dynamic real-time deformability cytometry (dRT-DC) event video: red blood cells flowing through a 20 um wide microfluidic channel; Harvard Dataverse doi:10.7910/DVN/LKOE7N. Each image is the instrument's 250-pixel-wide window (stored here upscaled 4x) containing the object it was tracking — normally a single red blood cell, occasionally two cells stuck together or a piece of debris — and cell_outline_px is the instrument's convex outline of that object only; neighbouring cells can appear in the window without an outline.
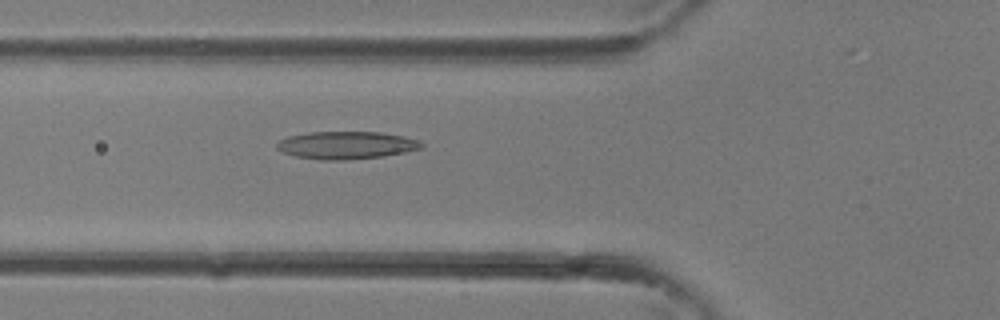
{"species": "common noctule bat (a hibernating species)", "species_latin": "Nyctalus noctula", "temperature_condition": "room temperature", "stored_images_in_passage": 36, "camera_frame_rate_fps": 3000, "um_per_image_px": 0.085, "animal": {"sex": "female"}, "frame": {"image": 1, "passage_image": 13, "time_ms": 4.0, "image_size_px": [1000, 320], "cell_outline_px": [[424, 148], [404, 152], [380, 156], [344, 160], [320, 160], [296, 156], [284, 152], [276, 148], [276, 144], [280, 140], [288, 136], [308, 132], [380, 132], [404, 136], [420, 140], [424, 144]], "centroid_in_image_um": [29.46, 12.33], "position_along_channel_um": 96.3, "area_um2": 23.24}}
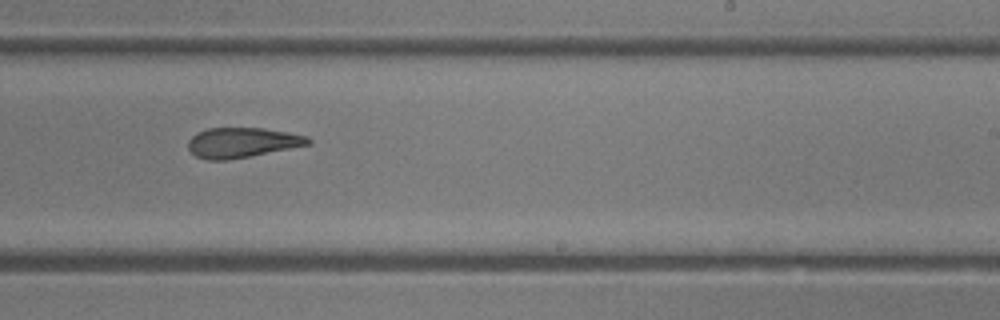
{"frame": {"image": 2, "passage_image": 22, "time_ms": 7.0, "image_size_px": [1000, 320], "cell_outline_px": [[312, 144], [292, 148], [228, 160], [208, 160], [196, 156], [188, 148], [188, 140], [192, 136], [208, 128], [264, 128], [288, 132], [308, 136], [312, 140]], "centroid_in_image_um": [20.62, 12.12], "position_along_channel_um": 268.4, "area_um2": 20.98}}
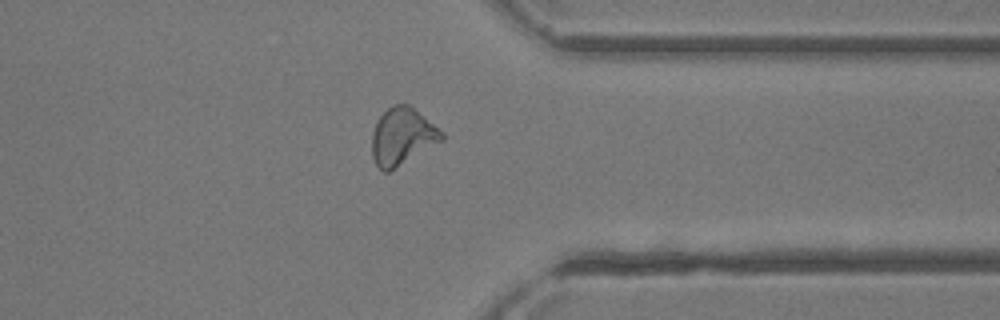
{"frame": {"image": 3, "passage_image": 28, "time_ms": 9.0, "image_size_px": [1000, 320], "cell_outline_px": [[444, 140], [388, 172], [384, 172], [376, 164], [372, 156], [372, 132], [380, 116], [392, 104], [408, 104], [444, 132]], "centroid_in_image_um": [34.2, 11.6], "position_along_channel_um": 377.2, "area_um2": 23.0}}